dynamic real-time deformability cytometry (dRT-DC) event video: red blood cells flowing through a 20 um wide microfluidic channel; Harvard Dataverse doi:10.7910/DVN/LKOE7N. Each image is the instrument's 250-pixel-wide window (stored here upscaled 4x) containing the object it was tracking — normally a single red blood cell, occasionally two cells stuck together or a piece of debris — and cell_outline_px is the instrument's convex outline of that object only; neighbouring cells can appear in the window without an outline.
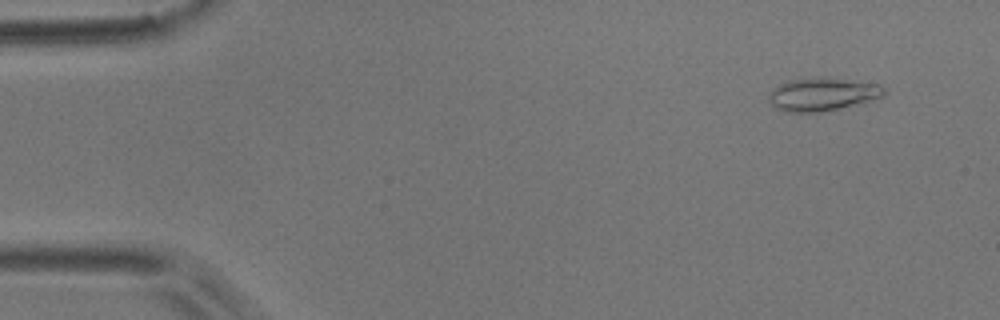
{"species": "common noctule bat (a hibernating species)", "species_latin": "Nyctalus noctula", "temperature_condition": "room temperature", "stored_images_in_passage": 52, "camera_frame_rate_fps": 3000, "um_per_image_px": 0.085, "animal": {"sex": "male", "body_mass_g": 17.9}, "frame": {"image": 1, "passage_image": 4, "time_ms": 1.0, "image_size_px": [1000, 320], "cell_outline_px": [[884, 96], [824, 112], [784, 112], [776, 108], [772, 104], [768, 96], [768, 92], [772, 88], [788, 80], [844, 80], [880, 84], [884, 88]], "centroid_in_image_um": [69.85, 8.06], "position_along_channel_um": 15.2, "area_um2": 21.27}}
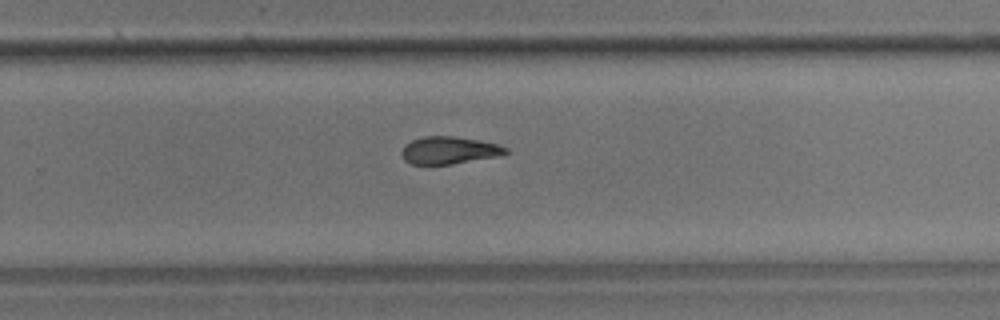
{"frame": {"image": 2, "passage_image": 34, "time_ms": 11.0, "image_size_px": [1000, 320], "cell_outline_px": [[508, 152], [496, 156], [452, 164], [412, 164], [404, 160], [400, 152], [404, 144], [412, 140], [424, 136], [452, 136], [480, 140], [496, 144], [508, 148]], "centroid_in_image_um": [38.12, 12.77], "position_along_channel_um": 291.7, "area_um2": 16.53}}
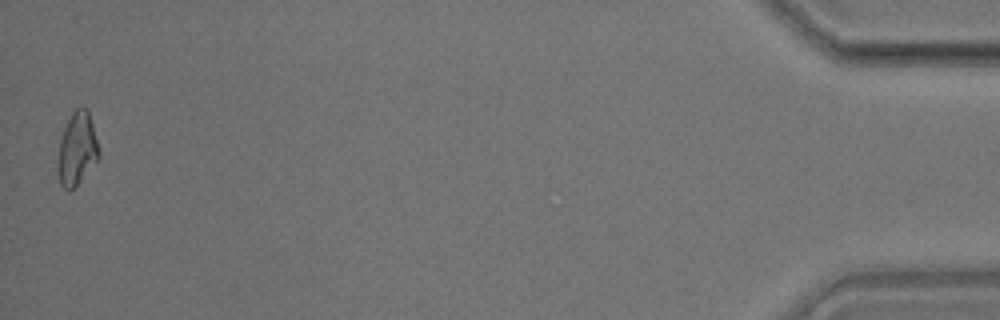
{"frame": {"image": 3, "passage_image": 52, "time_ms": 17.0, "image_size_px": [1000, 320], "cell_outline_px": [[100, 156], [80, 180], [68, 192], [60, 184], [60, 140], [64, 128], [72, 112], [76, 108], [88, 108], [100, 152]], "centroid_in_image_um": [6.59, 12.6], "position_along_channel_um": 428.6, "area_um2": 16.65}, "authors_computed_cell_mechanics": {"area_um2": 17.5423, "velocity_mm_per_s": 3.8058, "shape_relaxation_time_tau1_ms": 9.318, "shape_relaxation_time_tau2_ms": 9.8629, "deformation_change_tau1": 0.2061, "deformation_change_tau2": 0.1883}}